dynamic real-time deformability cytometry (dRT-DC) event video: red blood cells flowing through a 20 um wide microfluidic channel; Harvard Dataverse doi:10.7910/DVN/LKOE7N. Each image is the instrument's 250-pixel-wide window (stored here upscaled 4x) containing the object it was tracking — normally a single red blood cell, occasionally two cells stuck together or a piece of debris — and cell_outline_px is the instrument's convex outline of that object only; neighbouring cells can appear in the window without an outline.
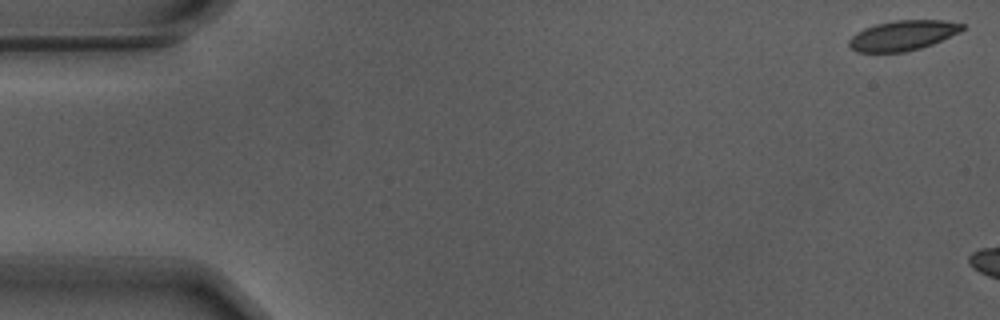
{"species": "Egyptian fruit bat (a non-hibernating species)", "species_latin": "Rousettus aegyptiacus", "temperature_condition": "warm", "stored_images_in_passage": 6, "camera_frame_rate_fps": 3000, "um_per_image_px": 0.085, "animal": {"sex": "male"}, "frame": {"image": 1, "passage_image": 1, "time_ms": 0.0, "image_size_px": [1000, 320], "cell_outline_px": [[964, 28], [960, 32], [932, 44], [920, 48], [904, 52], [856, 52], [848, 44], [848, 40], [852, 36], [864, 28], [876, 24], [896, 20], [944, 20], [964, 24]], "centroid_in_image_um": [76.73, 3.01], "position_along_channel_um": 8.3, "area_um2": 19.71}}